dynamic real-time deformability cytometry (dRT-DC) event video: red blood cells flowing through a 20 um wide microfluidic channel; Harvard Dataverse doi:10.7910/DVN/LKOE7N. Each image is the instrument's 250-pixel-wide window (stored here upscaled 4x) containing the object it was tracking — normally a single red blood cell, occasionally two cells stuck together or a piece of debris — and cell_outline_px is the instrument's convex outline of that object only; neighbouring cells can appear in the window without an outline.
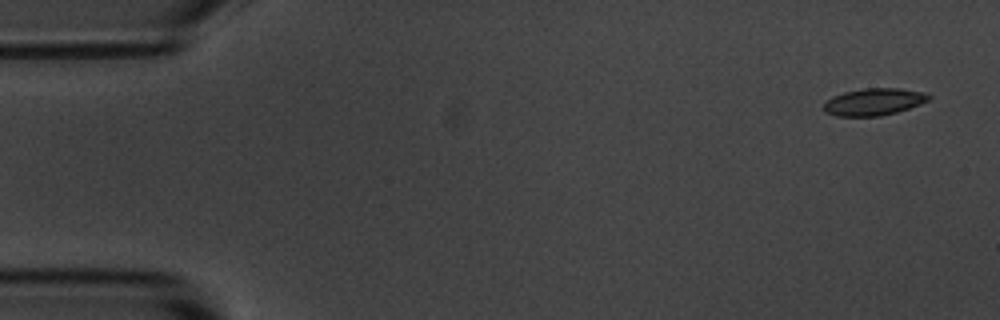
{"species": "common noctule bat (a hibernating species)", "species_latin": "Nyctalus noctula", "temperature_condition": "room temperature", "stored_images_in_passage": 4, "camera_frame_rate_fps": 3000, "um_per_image_px": 0.085, "animal": {"sex": "male", "body_mass_g": 20.1, "forearm_length_mm": 53.5}, "frame": {"image": 1, "passage_image": 1, "time_ms": 0.0, "image_size_px": [1000, 320], "cell_outline_px": [[932, 96], [928, 100], [920, 104], [896, 112], [880, 116], [836, 116], [824, 112], [824, 104], [832, 96], [844, 92], [864, 88], [900, 88], [924, 92]], "centroid_in_image_um": [74.27, 8.65], "position_along_channel_um": 10.7, "area_um2": 16.53}}